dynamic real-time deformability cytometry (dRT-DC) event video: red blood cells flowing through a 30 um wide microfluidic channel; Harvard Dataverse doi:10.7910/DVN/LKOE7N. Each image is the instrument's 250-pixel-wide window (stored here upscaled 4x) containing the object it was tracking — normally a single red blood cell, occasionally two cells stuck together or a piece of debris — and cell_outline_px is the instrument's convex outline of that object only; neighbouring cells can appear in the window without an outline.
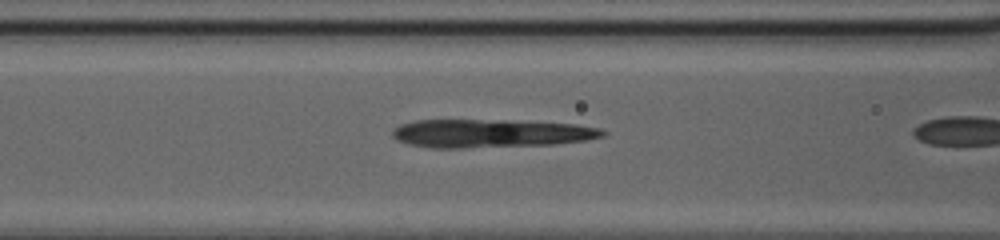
{"species": "common noctule bat (a hibernating species)", "species_latin": "Nyctalus noctula", "temperature_condition": "cold", "stored_images_in_passage": 8, "camera_frame_rate_fps": 3000, "um_per_image_px": 0.085, "animal": {"sex": "female", "body_mass_g": 20.0, "forearm_length_mm": 54.0}, "frame": {"image": 1, "passage_image": 6, "time_ms": 1.667, "image_size_px": [1000, 240], "cell_outline_px": [[608, 132], [604, 136], [584, 140], [552, 144], [464, 148], [432, 148], [408, 144], [392, 136], [392, 132], [400, 124], [416, 120], [476, 120], [572, 124], [600, 128]], "centroid_in_image_um": [41.67, 11.35], "position_along_channel_um": 124.9, "area_um2": 34.04}}